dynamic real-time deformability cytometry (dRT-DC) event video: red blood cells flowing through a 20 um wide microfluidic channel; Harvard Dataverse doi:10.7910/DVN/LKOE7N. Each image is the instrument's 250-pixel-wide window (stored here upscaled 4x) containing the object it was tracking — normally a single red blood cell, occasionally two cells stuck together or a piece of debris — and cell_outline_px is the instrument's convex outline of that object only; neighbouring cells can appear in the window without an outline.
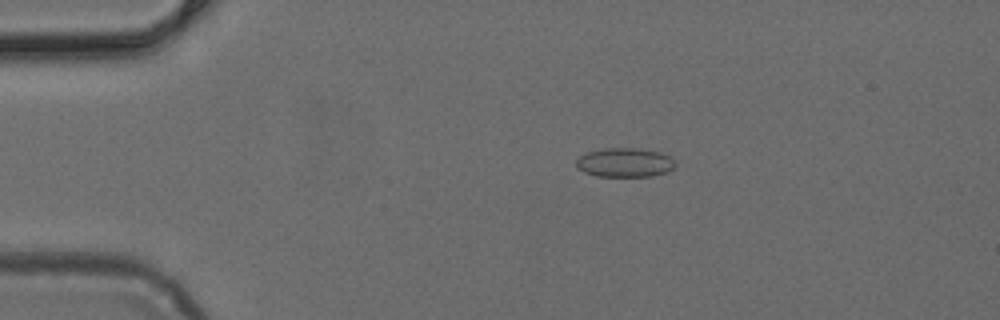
{"species": "common noctule bat (a hibernating species)", "species_latin": "Nyctalus noctula", "temperature_condition": "cold", "stored_images_in_passage": 5, "camera_frame_rate_fps": 3000, "um_per_image_px": 0.085, "animal": {"sex": "female", "body_mass_g": 24.6, "forearm_length_mm": 56.2}, "frame": {"image": 1, "passage_image": 3, "time_ms": 0.667, "image_size_px": [1000, 320], "cell_outline_px": [[676, 164], [668, 172], [652, 176], [596, 176], [584, 172], [576, 168], [576, 160], [584, 152], [604, 148], [636, 148], [660, 152], [668, 156]], "centroid_in_image_um": [53.06, 13.81], "position_along_channel_um": 31.9, "area_um2": 16.88}}
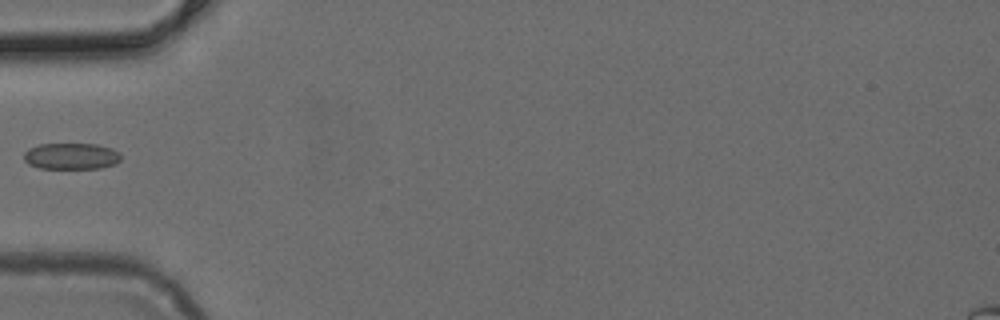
{"frame": {"image": 2, "passage_image": 5, "time_ms": 1.333, "image_size_px": [1000, 320], "cell_outline_px": [[120, 160], [116, 164], [100, 168], [40, 168], [28, 164], [24, 160], [24, 152], [28, 148], [40, 144], [96, 144], [112, 148], [120, 152]], "centroid_in_image_um": [6.06, 13.27], "position_along_channel_um": 78.9, "area_um2": 14.97}}